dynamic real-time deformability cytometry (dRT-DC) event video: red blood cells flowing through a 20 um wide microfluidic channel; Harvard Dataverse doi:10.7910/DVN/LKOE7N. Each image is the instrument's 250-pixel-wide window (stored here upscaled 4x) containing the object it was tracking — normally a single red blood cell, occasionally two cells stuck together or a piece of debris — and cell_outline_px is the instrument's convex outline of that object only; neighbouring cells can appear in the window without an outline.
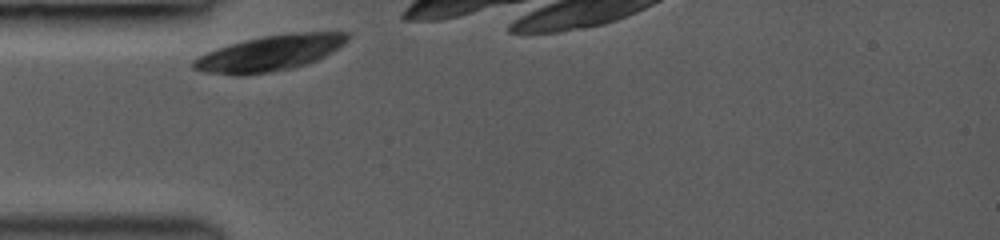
{"species": "common noctule bat (a hibernating species)", "species_latin": "Nyctalus noctula", "temperature_condition": "room temperature", "stored_images_in_passage": 7, "camera_frame_rate_fps": 3000, "um_per_image_px": 0.085, "animal": {"sex": "female", "body_mass_g": 19.0, "forearm_length_mm": 53.3}, "frame": {"image": 1, "passage_image": 1, "time_ms": 0.0, "image_size_px": [1000, 240], "cell_outline_px": [[348, 40], [344, 44], [332, 52], [308, 64], [292, 68], [244, 76], [236, 76], [204, 72], [192, 68], [192, 60], [216, 48], [244, 40], [264, 36], [300, 32], [348, 32]], "centroid_in_image_um": [22.92, 4.53], "position_along_channel_um": 62.1, "area_um2": 31.91}}
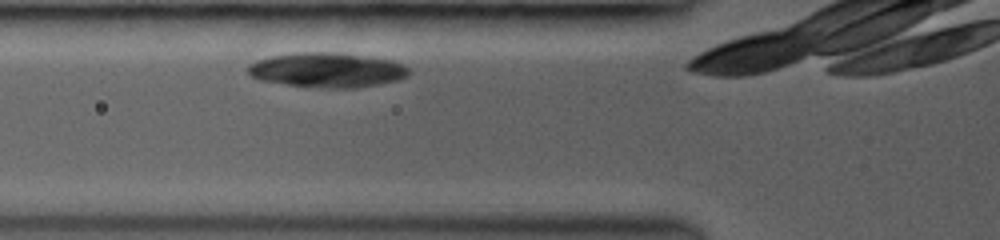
{"frame": {"image": 2, "passage_image": 4, "time_ms": 1.0, "image_size_px": [1000, 240], "cell_outline_px": [[412, 72], [408, 76], [400, 80], [352, 88], [324, 88], [288, 84], [260, 80], [248, 76], [248, 64], [256, 60], [272, 56], [296, 52], [336, 52], [392, 60], [404, 64]], "centroid_in_image_um": [27.81, 5.94], "position_along_channel_um": 98.0, "area_um2": 32.66}}